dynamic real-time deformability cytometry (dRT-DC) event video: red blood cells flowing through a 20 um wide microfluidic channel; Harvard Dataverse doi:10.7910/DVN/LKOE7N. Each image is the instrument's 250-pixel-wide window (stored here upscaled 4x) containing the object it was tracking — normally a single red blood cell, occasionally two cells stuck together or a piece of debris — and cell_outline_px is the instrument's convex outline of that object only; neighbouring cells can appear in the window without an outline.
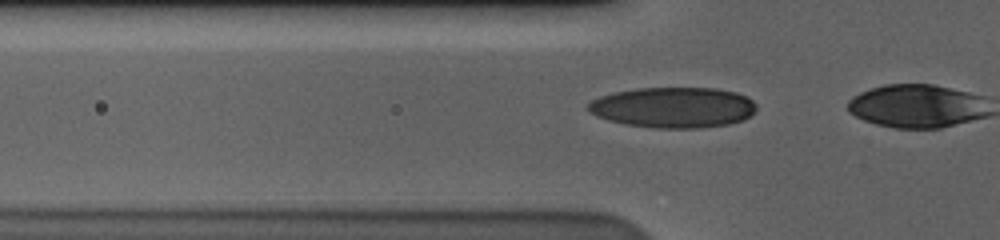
{"species": "human", "species_latin": "Homo sapiens", "temperature_condition": "cold", "stored_images_in_passage": 19, "camera_frame_rate_fps": 3000, "um_per_image_px": 0.085, "donor": {"sex": "male"}, "frame": {"image": 1, "passage_image": 16, "time_ms": 5.0, "image_size_px": [1000, 240], "cell_outline_px": [[756, 108], [744, 120], [728, 124], [700, 128], [656, 128], [628, 124], [608, 120], [596, 116], [588, 112], [588, 104], [592, 100], [600, 96], [616, 92], [636, 88], [716, 88], [736, 92], [752, 100], [756, 104]], "centroid_in_image_um": [57.22, 9.13], "position_along_channel_um": 68.6, "area_um2": 39.71}}